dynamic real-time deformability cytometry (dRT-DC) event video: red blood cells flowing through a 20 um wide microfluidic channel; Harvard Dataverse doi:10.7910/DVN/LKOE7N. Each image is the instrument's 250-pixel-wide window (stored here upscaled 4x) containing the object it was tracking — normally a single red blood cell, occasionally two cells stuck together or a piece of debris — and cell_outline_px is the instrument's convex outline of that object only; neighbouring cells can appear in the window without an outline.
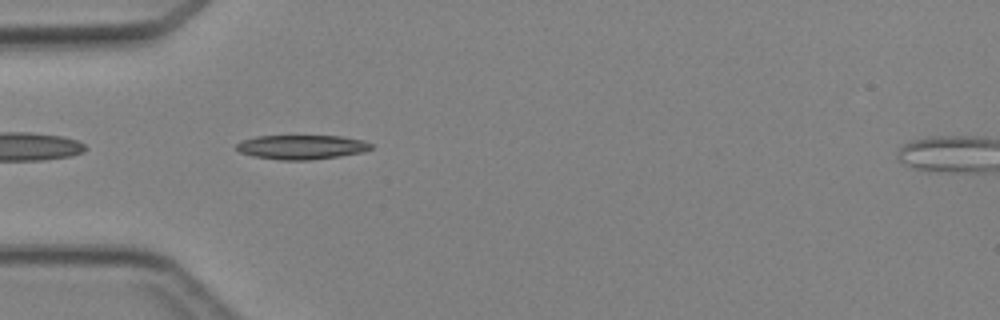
{"species": "Egyptian fruit bat (a non-hibernating species)", "species_latin": "Rousettus aegyptiacus", "temperature_condition": "cold", "stored_images_in_passage": 33, "camera_frame_rate_fps": 3000, "um_per_image_px": 0.085, "animal": {"sex": "female"}, "frame": {"image": 1, "passage_image": 1, "time_ms": 0.0, "image_size_px": [1000, 320], "cell_outline_px": [[372, 148], [364, 152], [340, 156], [312, 160], [280, 160], [252, 156], [240, 152], [236, 148], [236, 144], [244, 140], [256, 136], [340, 136], [364, 140], [372, 144]], "centroid_in_image_um": [25.66, 12.51], "position_along_channel_um": 59.3, "area_um2": 19.13}}
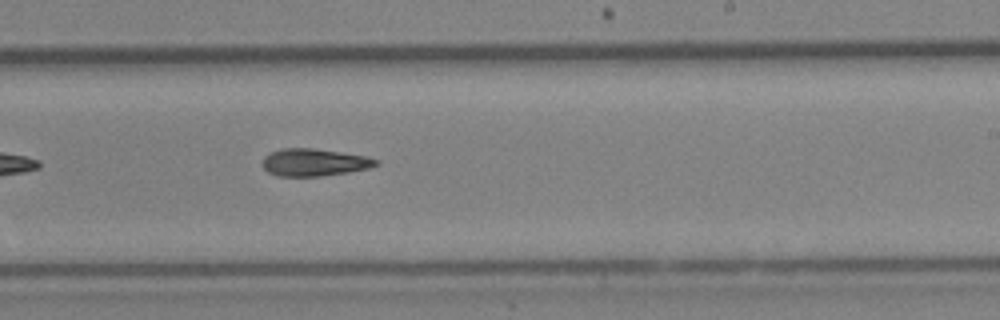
{"frame": {"image": 2, "passage_image": 15, "time_ms": 4.667, "image_size_px": [1000, 320], "cell_outline_px": [[380, 164], [368, 168], [348, 172], [320, 176], [276, 176], [268, 172], [260, 164], [264, 156], [272, 152], [284, 148], [312, 148], [368, 156], [380, 160]], "centroid_in_image_um": [26.71, 13.8], "position_along_channel_um": 262.3, "area_um2": 18.21}}
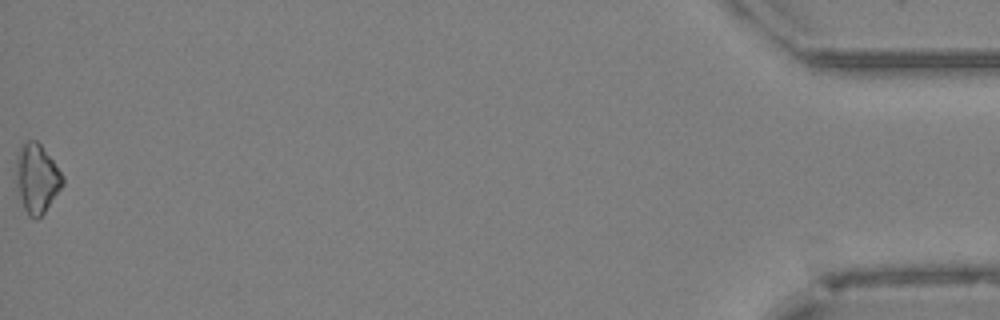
{"frame": {"image": 3, "passage_image": 33, "time_ms": 10.667, "image_size_px": [1000, 320], "cell_outline_px": [[64, 184], [44, 212], [36, 220], [28, 216], [24, 208], [16, 184], [16, 160], [20, 148], [28, 140], [36, 140], [40, 144], [64, 176]], "centroid_in_image_um": [3.13, 15.18], "position_along_channel_um": 432.1, "area_um2": 18.44}}